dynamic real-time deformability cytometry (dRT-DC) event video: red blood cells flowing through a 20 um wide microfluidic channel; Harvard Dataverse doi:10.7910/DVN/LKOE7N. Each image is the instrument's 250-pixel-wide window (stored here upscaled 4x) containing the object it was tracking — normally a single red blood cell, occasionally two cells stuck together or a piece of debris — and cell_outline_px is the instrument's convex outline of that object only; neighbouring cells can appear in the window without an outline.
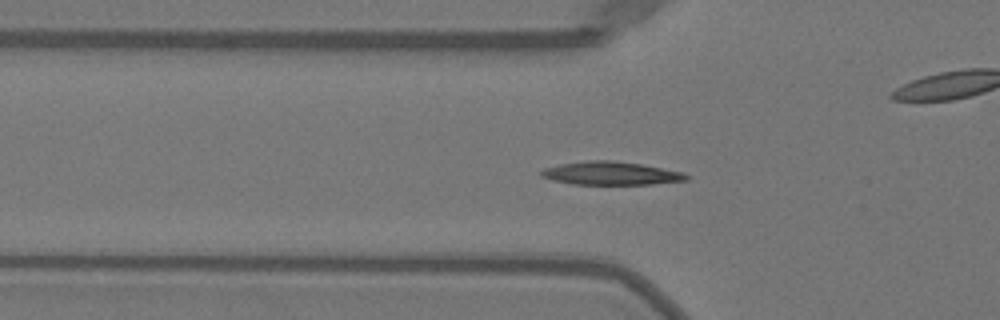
{"species": "Egyptian fruit bat (a non-hibernating species)", "species_latin": "Rousettus aegyptiacus", "temperature_condition": "warm", "stored_images_in_passage": 48, "camera_frame_rate_fps": 3000, "um_per_image_px": 0.085, "animal": {"sex": "female"}, "frame": {"image": 1, "passage_image": 13, "time_ms": 4.0, "image_size_px": [1000, 320], "cell_outline_px": [[688, 180], [652, 184], [572, 184], [552, 180], [540, 176], [540, 172], [544, 168], [560, 164], [584, 160], [612, 160], [640, 164], [684, 172], [688, 176]], "centroid_in_image_um": [51.9, 14.73], "position_along_channel_um": 73.9, "area_um2": 19.65}}
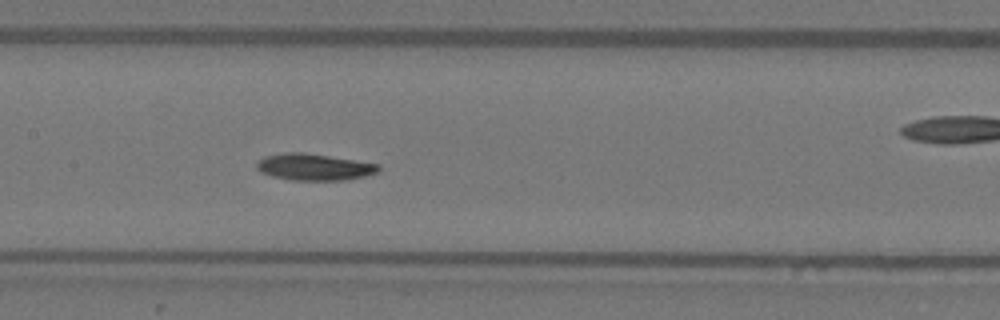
{"frame": {"image": 2, "passage_image": 21, "time_ms": 6.667, "image_size_px": [1000, 320], "cell_outline_px": [[380, 168], [376, 172], [364, 176], [344, 180], [292, 180], [272, 176], [260, 172], [256, 168], [256, 164], [264, 156], [284, 152], [304, 152], [380, 164]], "centroid_in_image_um": [26.67, 14.19], "position_along_channel_um": 180.7, "area_um2": 18.84}}
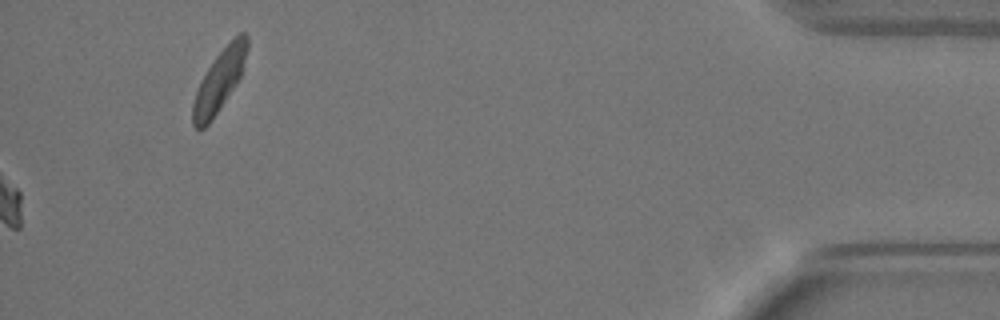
{"frame": {"image": 3, "passage_image": 48, "time_ms": 15.667, "image_size_px": [1000, 320], "cell_outline_px": [[248, 48], [240, 76], [236, 84], [208, 124], [204, 128], [196, 128], [192, 124], [192, 104], [196, 92], [208, 68], [216, 56], [240, 32], [244, 32], [248, 36]], "centroid_in_image_um": [18.64, 6.86], "position_along_channel_um": 416.6, "area_um2": 18.73}, "authors_computed_cell_mechanics": {"area_um2": 18.4382, "velocity_mm_per_s": 3.9691, "shape_relaxation_time_tau1_ms": 3.3629, "shape_relaxation_time_tau2_ms": null, "deformation_change_tau1": 0.1126, "deformation_change_tau2": null}}